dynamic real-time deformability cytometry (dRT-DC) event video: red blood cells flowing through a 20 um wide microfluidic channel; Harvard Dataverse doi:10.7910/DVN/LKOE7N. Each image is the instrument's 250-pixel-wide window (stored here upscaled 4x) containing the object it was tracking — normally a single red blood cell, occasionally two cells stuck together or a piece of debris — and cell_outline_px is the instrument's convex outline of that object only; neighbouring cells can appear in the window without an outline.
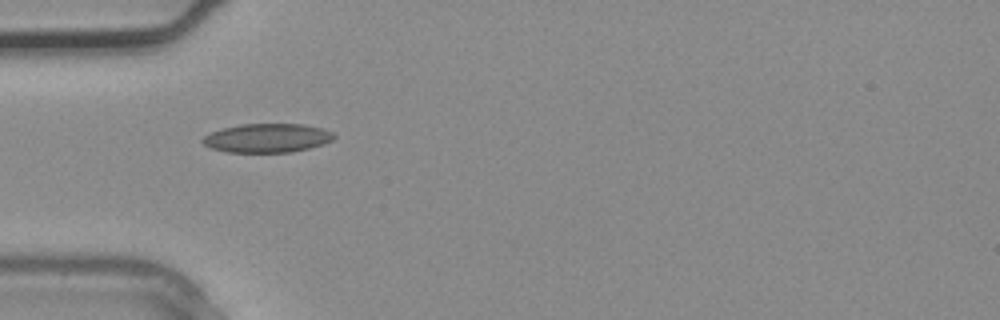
{"species": "common noctule bat (a hibernating species)", "species_latin": "Nyctalus noctula", "temperature_condition": "warm", "stored_images_in_passage": 1, "camera_frame_rate_fps": 3000, "um_per_image_px": 0.085, "animal": {"sex": "male", "body_mass_g": 20.4}, "frame": {"image": 1, "passage_image": 1, "time_ms": 0.0, "image_size_px": [1000, 320], "cell_outline_px": [[336, 136], [332, 140], [324, 144], [292, 152], [228, 152], [212, 148], [204, 144], [200, 140], [208, 132], [240, 124], [304, 124], [336, 132]], "centroid_in_image_um": [22.72, 11.72], "position_along_channel_um": 62.3, "area_um2": 22.2}}